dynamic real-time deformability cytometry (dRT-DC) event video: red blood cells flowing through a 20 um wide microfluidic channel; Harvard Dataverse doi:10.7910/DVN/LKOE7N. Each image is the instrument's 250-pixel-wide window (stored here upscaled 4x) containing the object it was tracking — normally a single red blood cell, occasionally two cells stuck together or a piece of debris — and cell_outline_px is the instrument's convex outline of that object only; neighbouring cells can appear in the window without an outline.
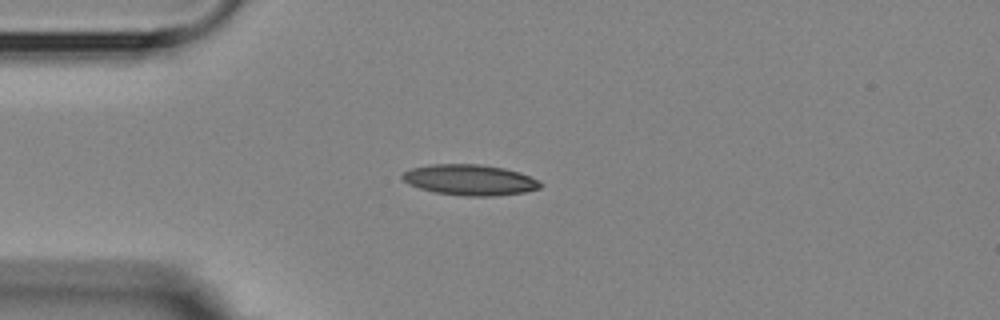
{"species": "Egyptian fruit bat (a non-hibernating species)", "species_latin": "Rousettus aegyptiacus", "temperature_condition": "room temperature", "stored_images_in_passage": 10, "camera_frame_rate_fps": 3000, "um_per_image_px": 0.085, "animal": {"sex": "female"}, "frame": {"image": 1, "passage_image": 3, "time_ms": 2.333, "image_size_px": [1000, 320], "cell_outline_px": [[544, 184], [540, 188], [524, 192], [496, 196], [468, 196], [436, 192], [420, 188], [408, 184], [400, 176], [404, 172], [412, 168], [428, 164], [480, 164], [504, 168], [520, 172]], "centroid_in_image_um": [39.93, 15.28], "position_along_channel_um": 45.1, "area_um2": 24.62}}
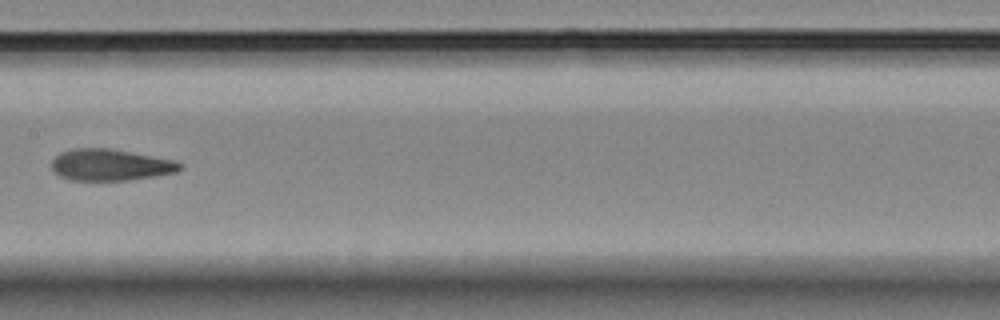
{"frame": {"image": 2, "passage_image": 7, "time_ms": 7.0, "image_size_px": [1000, 320], "cell_outline_px": [[184, 168], [176, 172], [128, 180], [68, 180], [52, 172], [52, 160], [60, 152], [72, 148], [108, 148], [176, 160]], "centroid_in_image_um": [9.35, 14.01], "position_along_channel_um": 198.1, "area_um2": 23.58}}
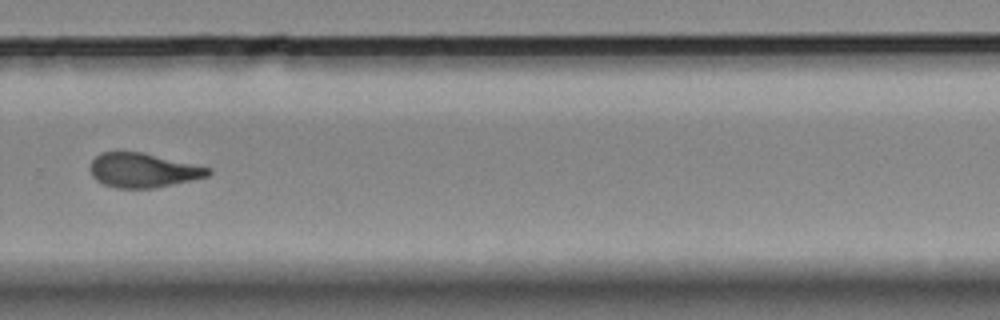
{"frame": {"image": 3, "passage_image": 10, "time_ms": 10.333, "image_size_px": [1000, 320], "cell_outline_px": [[212, 172], [208, 176], [192, 180], [152, 188], [116, 188], [104, 184], [96, 180], [92, 176], [88, 168], [92, 160], [100, 152], [140, 152], [212, 168]], "centroid_in_image_um": [12.13, 14.47], "position_along_channel_um": 317.7, "area_um2": 23.52}}